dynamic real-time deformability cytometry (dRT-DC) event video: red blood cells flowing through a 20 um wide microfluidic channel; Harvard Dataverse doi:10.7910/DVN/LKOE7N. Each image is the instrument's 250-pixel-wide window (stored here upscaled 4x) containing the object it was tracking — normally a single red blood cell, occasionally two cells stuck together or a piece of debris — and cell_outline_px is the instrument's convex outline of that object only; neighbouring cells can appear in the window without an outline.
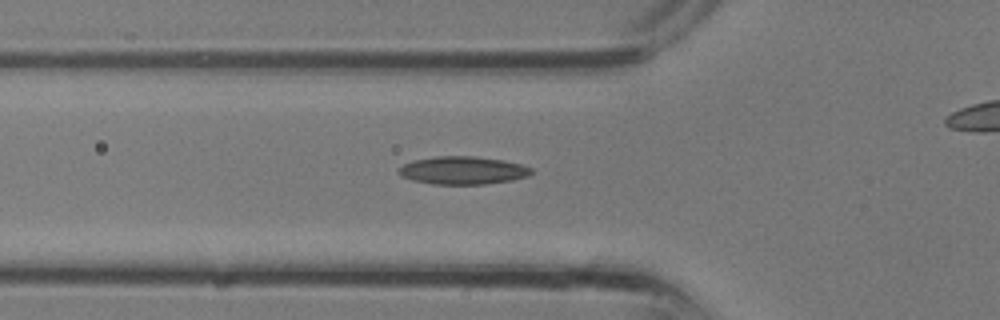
{"species": "common noctule bat (a hibernating species)", "species_latin": "Nyctalus noctula", "temperature_condition": "room temperature", "stored_images_in_passage": 33, "camera_frame_rate_fps": 3000, "um_per_image_px": 0.085, "animal": {"sex": "male", "body_mass_g": 13.3}, "frame": {"image": 1, "passage_image": 11, "time_ms": 3.333, "image_size_px": [1000, 320], "cell_outline_px": [[532, 172], [528, 176], [512, 180], [484, 184], [432, 184], [412, 180], [400, 176], [396, 172], [396, 168], [412, 160], [436, 156], [476, 156], [504, 160], [520, 164], [532, 168]], "centroid_in_image_um": [39.28, 14.48], "position_along_channel_um": 86.5, "area_um2": 21.79}}
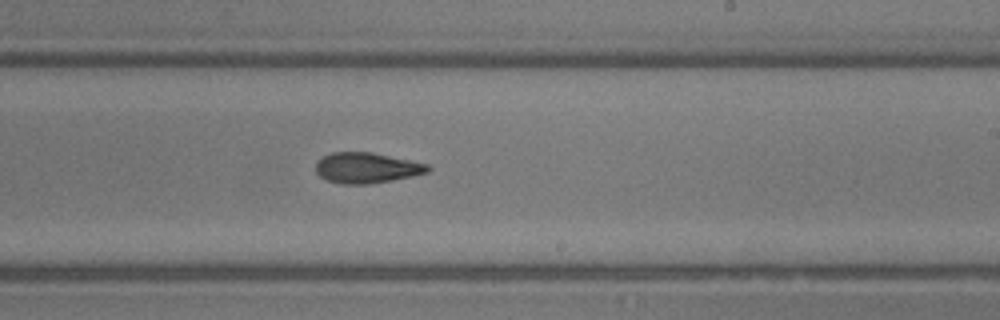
{"frame": {"image": 2, "passage_image": 19, "time_ms": 6.0, "image_size_px": [1000, 320], "cell_outline_px": [[432, 168], [428, 172], [412, 176], [392, 180], [368, 184], [340, 184], [328, 180], [320, 176], [316, 172], [316, 164], [324, 156], [332, 152], [372, 152], [428, 164]], "centroid_in_image_um": [31.18, 14.27], "position_along_channel_um": 257.8, "area_um2": 19.83}}
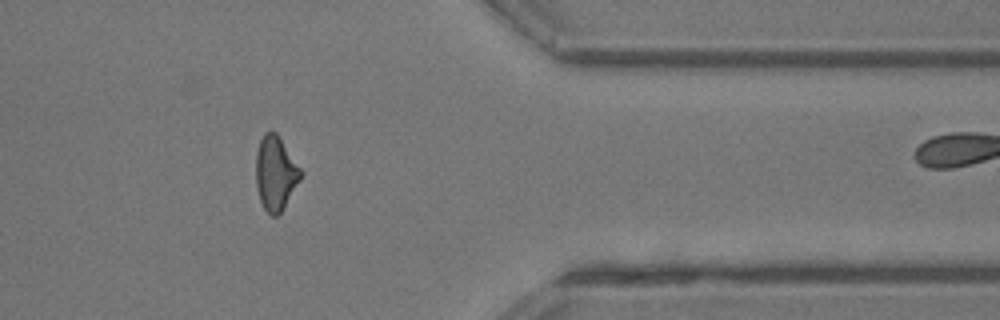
{"frame": {"image": 3, "passage_image": 26, "time_ms": 8.333, "image_size_px": [1000, 320], "cell_outline_px": [[304, 172], [300, 180], [284, 208], [276, 216], [272, 216], [264, 208], [260, 200], [256, 188], [256, 152], [260, 140], [264, 132], [276, 132]], "centroid_in_image_um": [23.43, 14.72], "position_along_channel_um": 388.0, "area_um2": 19.42}}